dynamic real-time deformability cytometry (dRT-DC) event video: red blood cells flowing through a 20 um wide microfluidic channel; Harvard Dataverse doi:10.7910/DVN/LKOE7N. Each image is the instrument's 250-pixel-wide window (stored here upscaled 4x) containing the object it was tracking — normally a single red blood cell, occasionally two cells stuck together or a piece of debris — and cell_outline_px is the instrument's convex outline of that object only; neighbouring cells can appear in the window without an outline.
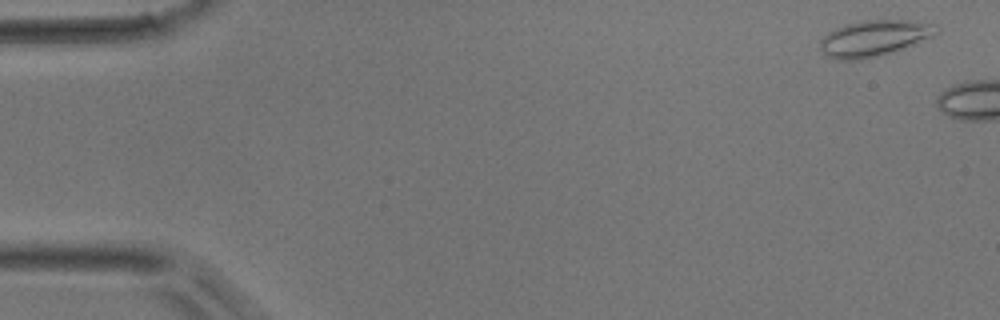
{"species": "common noctule bat (a hibernating species)", "species_latin": "Nyctalus noctula", "temperature_condition": "room temperature", "stored_images_in_passage": 10, "camera_frame_rate_fps": 3000, "um_per_image_px": 0.085, "animal": {"sex": "male", "body_mass_g": 17.9}, "frame": {"image": 1, "passage_image": 2, "time_ms": 0.333, "image_size_px": [1000, 320], "cell_outline_px": [[936, 32], [932, 36], [904, 48], [876, 56], [860, 60], [836, 60], [828, 56], [820, 48], [820, 40], [828, 32], [844, 24], [860, 20], [908, 20], [936, 24]], "centroid_in_image_um": [74.25, 3.24], "position_along_channel_um": 10.7, "area_um2": 24.22}}